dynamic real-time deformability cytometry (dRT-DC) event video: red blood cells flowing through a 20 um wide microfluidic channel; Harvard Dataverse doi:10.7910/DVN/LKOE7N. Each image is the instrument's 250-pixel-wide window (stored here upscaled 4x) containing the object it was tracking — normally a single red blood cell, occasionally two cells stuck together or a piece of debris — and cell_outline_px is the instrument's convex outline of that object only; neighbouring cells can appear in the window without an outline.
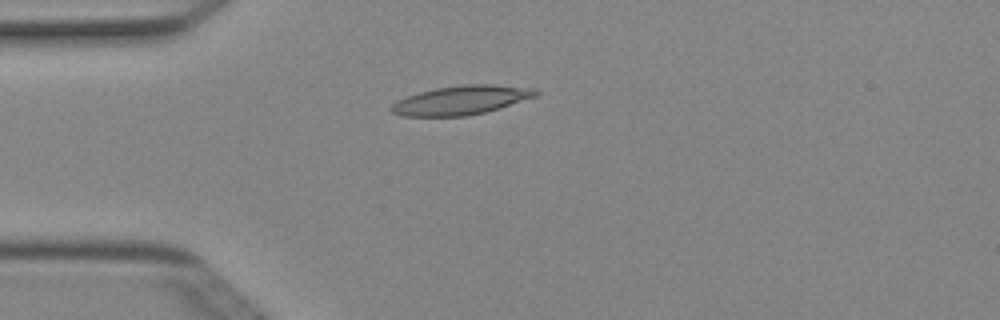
{"species": "Egyptian fruit bat (a non-hibernating species)", "species_latin": "Rousettus aegyptiacus", "temperature_condition": "cold", "stored_images_in_passage": 3, "camera_frame_rate_fps": 3000, "um_per_image_px": 0.085, "animal": {"sex": "female"}, "frame": {"image": 1, "passage_image": 3, "time_ms": 0.667, "image_size_px": [1000, 320], "cell_outline_px": [[540, 92], [536, 96], [484, 112], [464, 116], [404, 116], [392, 112], [388, 108], [396, 100], [404, 96], [436, 88], [464, 84], [492, 84], [536, 88]], "centroid_in_image_um": [39.16, 8.5], "position_along_channel_um": 45.8, "area_um2": 24.33}}